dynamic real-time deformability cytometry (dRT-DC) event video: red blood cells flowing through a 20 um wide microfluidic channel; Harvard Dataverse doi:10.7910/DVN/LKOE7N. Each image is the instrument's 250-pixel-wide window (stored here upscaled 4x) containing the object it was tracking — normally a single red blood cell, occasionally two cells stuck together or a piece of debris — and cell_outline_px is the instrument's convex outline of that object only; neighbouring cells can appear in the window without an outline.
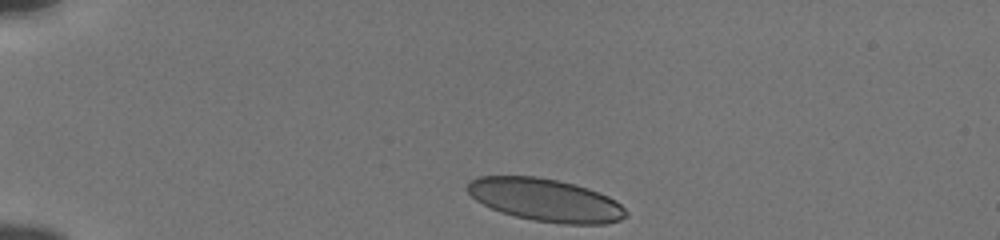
{"species": "human", "species_latin": "Homo sapiens", "temperature_condition": "cold", "stored_images_in_passage": 36, "camera_frame_rate_fps": 3000, "um_per_image_px": 0.085, "donor": {"sex": "male"}, "frame": {"image": 1, "passage_image": 1, "time_ms": 0.0, "image_size_px": [1000, 240], "cell_outline_px": [[628, 216], [620, 220], [604, 224], [564, 224], [536, 220], [516, 216], [500, 212], [476, 200], [464, 188], [468, 180], [480, 176], [536, 176], [556, 180], [588, 188], [608, 196], [616, 200], [628, 212]], "centroid_in_image_um": [46.36, 16.99], "position_along_channel_um": 38.6, "area_um2": 39.42}}
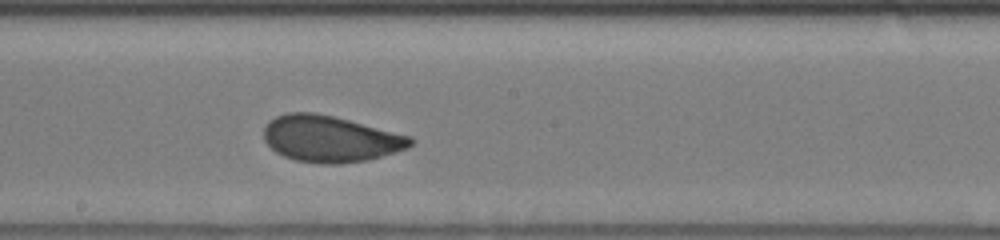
{"frame": {"image": 2, "passage_image": 20, "time_ms": 6.333, "image_size_px": [1000, 240], "cell_outline_px": [[416, 140], [408, 148], [368, 160], [340, 164], [320, 164], [296, 160], [284, 156], [276, 152], [264, 140], [264, 128], [268, 120], [276, 116], [288, 112], [316, 112], [412, 136]], "centroid_in_image_um": [28.07, 11.8], "position_along_channel_um": 220.1, "area_um2": 39.71}}
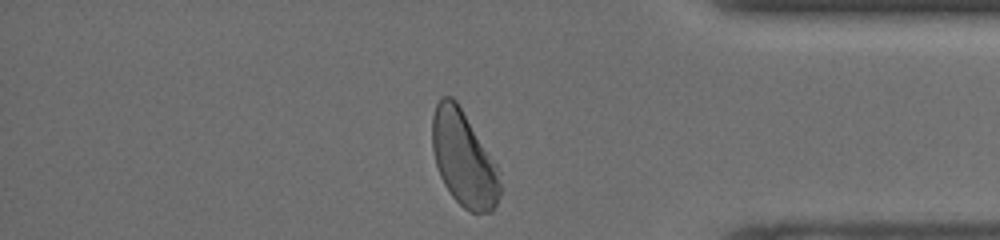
{"frame": {"image": 3, "passage_image": 35, "time_ms": 11.333, "image_size_px": [1000, 240], "cell_outline_px": [[500, 196], [492, 212], [472, 212], [464, 208], [452, 196], [444, 184], [440, 176], [436, 164], [432, 148], [432, 116], [436, 104], [440, 96], [452, 96], [456, 100], [496, 164], [500, 184]], "centroid_in_image_um": [39.39, 13.48], "position_along_channel_um": 395.8, "area_um2": 37.28}, "authors_computed_cell_mechanics": {"area_um2": 39.3907, "velocity_mm_per_s": 3.8079, "shape_relaxation_time_tau1_ms": 3.4668, "shape_relaxation_time_tau2_ms": 0.8714, "deformation_change_tau1": 0.1061, "deformation_change_tau2": 0.0366}}